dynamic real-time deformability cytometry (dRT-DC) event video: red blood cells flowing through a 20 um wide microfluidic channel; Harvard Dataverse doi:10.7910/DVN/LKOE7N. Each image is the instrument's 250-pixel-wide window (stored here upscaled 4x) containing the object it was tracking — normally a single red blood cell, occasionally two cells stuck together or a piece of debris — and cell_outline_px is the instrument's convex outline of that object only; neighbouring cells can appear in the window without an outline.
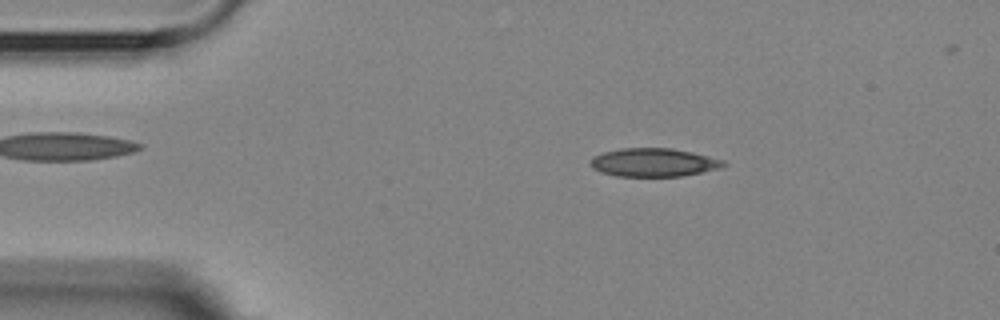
{"species": "Egyptian fruit bat (a non-hibernating species)", "species_latin": "Rousettus aegyptiacus", "temperature_condition": "room temperature", "stored_images_in_passage": 5, "camera_frame_rate_fps": 3000, "um_per_image_px": 0.085, "animal": {"sex": "female"}, "frame": {"image": 1, "passage_image": 2, "time_ms": 1.333, "image_size_px": [1000, 320], "cell_outline_px": [[728, 164], [720, 168], [680, 176], [616, 176], [600, 172], [592, 168], [588, 164], [588, 160], [592, 156], [604, 152], [620, 148], [672, 148], [692, 152], [724, 160]], "centroid_in_image_um": [55.5, 13.8], "position_along_channel_um": 29.5, "area_um2": 22.14}}